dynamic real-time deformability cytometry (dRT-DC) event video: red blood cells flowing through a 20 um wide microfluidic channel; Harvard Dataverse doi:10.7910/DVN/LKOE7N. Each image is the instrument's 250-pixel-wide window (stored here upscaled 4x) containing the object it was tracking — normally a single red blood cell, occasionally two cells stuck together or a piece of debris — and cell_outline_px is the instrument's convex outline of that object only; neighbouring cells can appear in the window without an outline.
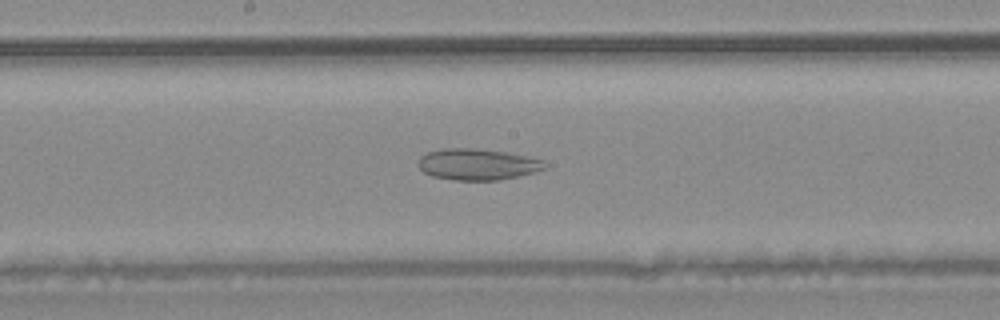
{"species": "common noctule bat (a hibernating species)", "species_latin": "Nyctalus noctula", "temperature_condition": "warm", "stored_images_in_passage": 49, "camera_frame_rate_fps": 3000, "um_per_image_px": 0.085, "animal": {"sex": "male", "body_mass_g": 20.4}, "frame": {"image": 1, "passage_image": 26, "time_ms": 8.333, "image_size_px": [1000, 320], "cell_outline_px": [[548, 164], [544, 168], [536, 172], [500, 180], [456, 180], [432, 176], [424, 172], [416, 164], [420, 156], [428, 152], [444, 148], [472, 148], [504, 152], [528, 156], [544, 160]], "centroid_in_image_um": [40.59, 13.97], "position_along_channel_um": 207.6, "area_um2": 23.12}}
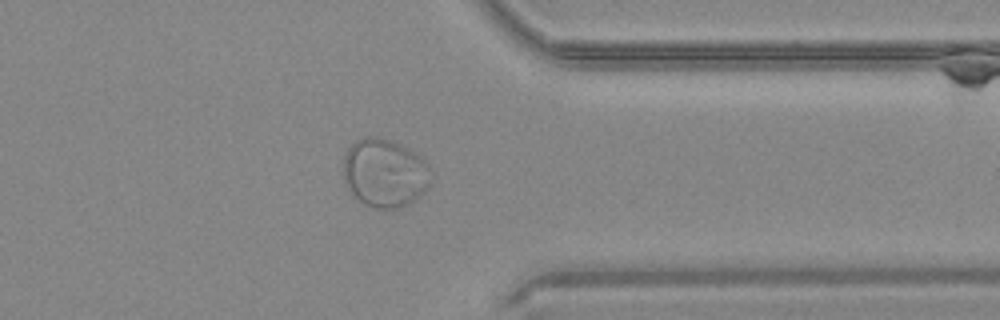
{"frame": {"image": 2, "passage_image": 39, "time_ms": 12.667, "image_size_px": [1000, 320], "cell_outline_px": [[432, 180], [424, 192], [408, 204], [400, 208], [376, 208], [364, 204], [356, 200], [352, 196], [344, 180], [344, 156], [348, 148], [356, 140], [364, 136], [376, 136], [400, 144], [420, 156], [428, 164]], "centroid_in_image_um": [32.68, 14.71], "position_along_channel_um": 378.7, "area_um2": 35.08}}